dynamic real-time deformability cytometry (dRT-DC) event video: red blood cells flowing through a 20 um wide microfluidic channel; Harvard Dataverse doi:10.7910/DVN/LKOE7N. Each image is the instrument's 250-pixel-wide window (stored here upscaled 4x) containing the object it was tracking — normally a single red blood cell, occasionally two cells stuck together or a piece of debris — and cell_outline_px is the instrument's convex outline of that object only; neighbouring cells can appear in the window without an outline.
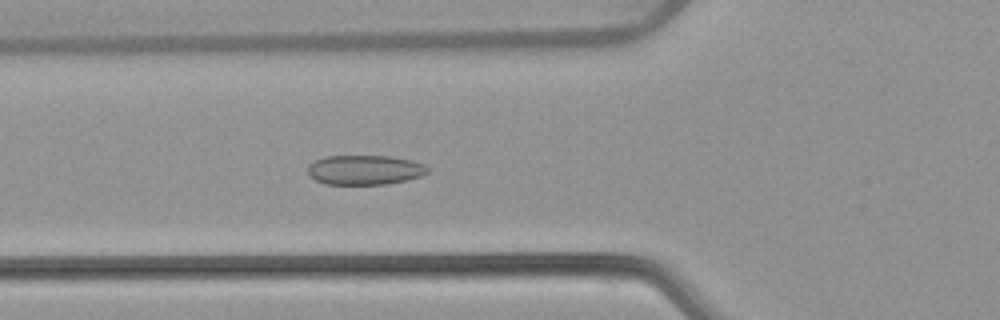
{"species": "common noctule bat (a hibernating species)", "species_latin": "Nyctalus noctula", "temperature_condition": "warm", "stored_images_in_passage": 54, "camera_frame_rate_fps": 3000, "um_per_image_px": 0.085, "animal": {"sex": "female", "body_mass_g": 22.7, "forearm_length_mm": 54.2}, "frame": {"image": 1, "passage_image": 20, "time_ms": 6.333, "image_size_px": [1000, 320], "cell_outline_px": [[428, 172], [420, 176], [388, 184], [324, 184], [316, 180], [308, 172], [308, 164], [324, 156], [388, 156], [412, 160], [424, 164], [428, 168]], "centroid_in_image_um": [30.99, 14.43], "position_along_channel_um": 94.8, "area_um2": 20.58}}
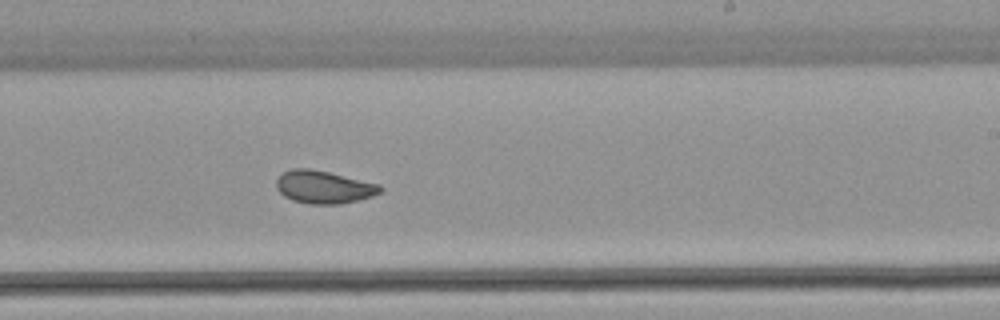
{"frame": {"image": 2, "passage_image": 33, "time_ms": 10.667, "image_size_px": [1000, 320], "cell_outline_px": [[384, 188], [380, 192], [372, 196], [340, 204], [308, 204], [292, 200], [284, 196], [276, 188], [276, 180], [284, 172], [292, 168], [308, 168], [328, 172], [380, 184]], "centroid_in_image_um": [27.51, 15.9], "position_along_channel_um": 261.5, "area_um2": 19.77}}
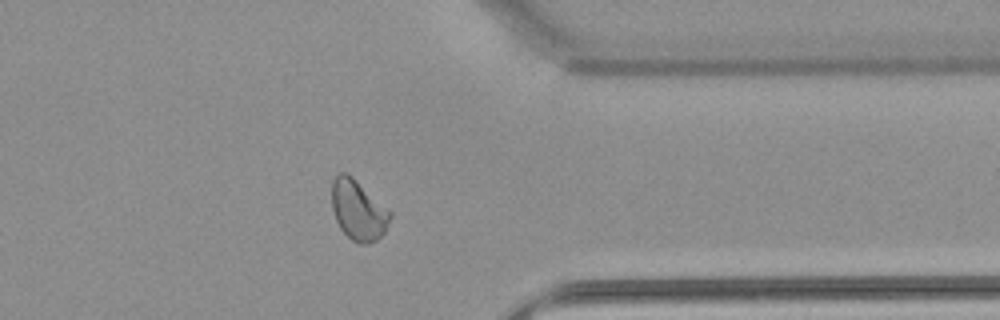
{"frame": {"image": 3, "passage_image": 43, "time_ms": 14.0, "image_size_px": [1000, 320], "cell_outline_px": [[392, 216], [384, 232], [376, 240], [368, 244], [360, 244], [352, 240], [340, 228], [336, 220], [332, 208], [332, 180], [340, 172], [348, 172], [388, 208], [392, 212]], "centroid_in_image_um": [30.45, 17.84], "position_along_channel_um": 380.9, "area_um2": 20.52}, "authors_computed_cell_mechanics": {"area_um2": 21.1259, "velocity_mm_per_s": 3.8392, "shape_relaxation_time_tau1_ms": null, "shape_relaxation_time_tau2_ms": 1.4096, "deformation_change_tau1": null, "deformation_change_tau2": 0.0518}}